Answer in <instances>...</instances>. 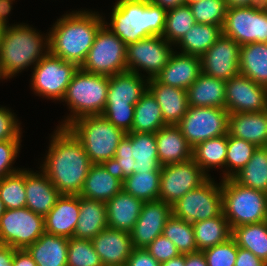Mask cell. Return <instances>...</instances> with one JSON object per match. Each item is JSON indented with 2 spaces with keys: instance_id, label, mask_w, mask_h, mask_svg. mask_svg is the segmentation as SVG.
I'll use <instances>...</instances> for the list:
<instances>
[{
  "instance_id": "a7ac6f4b",
  "label": "cell",
  "mask_w": 267,
  "mask_h": 266,
  "mask_svg": "<svg viewBox=\"0 0 267 266\" xmlns=\"http://www.w3.org/2000/svg\"><path fill=\"white\" fill-rule=\"evenodd\" d=\"M265 10H267V0H262V5H261Z\"/></svg>"
},
{
  "instance_id": "c3c4849f",
  "label": "cell",
  "mask_w": 267,
  "mask_h": 266,
  "mask_svg": "<svg viewBox=\"0 0 267 266\" xmlns=\"http://www.w3.org/2000/svg\"><path fill=\"white\" fill-rule=\"evenodd\" d=\"M134 109L135 105H105V109L101 115L117 128L123 130L125 133H129L133 125Z\"/></svg>"
},
{
  "instance_id": "74e56055",
  "label": "cell",
  "mask_w": 267,
  "mask_h": 266,
  "mask_svg": "<svg viewBox=\"0 0 267 266\" xmlns=\"http://www.w3.org/2000/svg\"><path fill=\"white\" fill-rule=\"evenodd\" d=\"M232 238L238 247L267 263V221L237 226L232 229Z\"/></svg>"
},
{
  "instance_id": "f907efd6",
  "label": "cell",
  "mask_w": 267,
  "mask_h": 266,
  "mask_svg": "<svg viewBox=\"0 0 267 266\" xmlns=\"http://www.w3.org/2000/svg\"><path fill=\"white\" fill-rule=\"evenodd\" d=\"M16 116L10 108L0 106V142L22 138L21 123Z\"/></svg>"
},
{
  "instance_id": "e575fe53",
  "label": "cell",
  "mask_w": 267,
  "mask_h": 266,
  "mask_svg": "<svg viewBox=\"0 0 267 266\" xmlns=\"http://www.w3.org/2000/svg\"><path fill=\"white\" fill-rule=\"evenodd\" d=\"M226 153L227 134L198 143L193 148V160L208 177H211L210 174H208L210 169L220 168L223 172L221 178L225 179Z\"/></svg>"
},
{
  "instance_id": "e0dca14e",
  "label": "cell",
  "mask_w": 267,
  "mask_h": 266,
  "mask_svg": "<svg viewBox=\"0 0 267 266\" xmlns=\"http://www.w3.org/2000/svg\"><path fill=\"white\" fill-rule=\"evenodd\" d=\"M225 109L229 113L267 110V87L239 74L226 81Z\"/></svg>"
},
{
  "instance_id": "ffe728a7",
  "label": "cell",
  "mask_w": 267,
  "mask_h": 266,
  "mask_svg": "<svg viewBox=\"0 0 267 266\" xmlns=\"http://www.w3.org/2000/svg\"><path fill=\"white\" fill-rule=\"evenodd\" d=\"M103 266H126L134 249L130 233L106 227L92 240Z\"/></svg>"
},
{
  "instance_id": "30bf717a",
  "label": "cell",
  "mask_w": 267,
  "mask_h": 266,
  "mask_svg": "<svg viewBox=\"0 0 267 266\" xmlns=\"http://www.w3.org/2000/svg\"><path fill=\"white\" fill-rule=\"evenodd\" d=\"M78 68L75 63L67 62L49 52L33 67L31 89L37 96L59 100L61 103Z\"/></svg>"
},
{
  "instance_id": "6125c7cd",
  "label": "cell",
  "mask_w": 267,
  "mask_h": 266,
  "mask_svg": "<svg viewBox=\"0 0 267 266\" xmlns=\"http://www.w3.org/2000/svg\"><path fill=\"white\" fill-rule=\"evenodd\" d=\"M161 266H185V254H180L177 257L171 258L161 263Z\"/></svg>"
},
{
  "instance_id": "ab89813d",
  "label": "cell",
  "mask_w": 267,
  "mask_h": 266,
  "mask_svg": "<svg viewBox=\"0 0 267 266\" xmlns=\"http://www.w3.org/2000/svg\"><path fill=\"white\" fill-rule=\"evenodd\" d=\"M161 170L133 173L123 181L122 189L143 202L159 200Z\"/></svg>"
},
{
  "instance_id": "bcb514c9",
  "label": "cell",
  "mask_w": 267,
  "mask_h": 266,
  "mask_svg": "<svg viewBox=\"0 0 267 266\" xmlns=\"http://www.w3.org/2000/svg\"><path fill=\"white\" fill-rule=\"evenodd\" d=\"M67 266H103L93 243L88 239L69 238Z\"/></svg>"
},
{
  "instance_id": "d590c367",
  "label": "cell",
  "mask_w": 267,
  "mask_h": 266,
  "mask_svg": "<svg viewBox=\"0 0 267 266\" xmlns=\"http://www.w3.org/2000/svg\"><path fill=\"white\" fill-rule=\"evenodd\" d=\"M198 251L226 242L232 237V229L223 212L214 218L192 224Z\"/></svg>"
},
{
  "instance_id": "6da1fadb",
  "label": "cell",
  "mask_w": 267,
  "mask_h": 266,
  "mask_svg": "<svg viewBox=\"0 0 267 266\" xmlns=\"http://www.w3.org/2000/svg\"><path fill=\"white\" fill-rule=\"evenodd\" d=\"M50 139L40 168L61 195H79L92 165L81 141L68 127L59 126Z\"/></svg>"
},
{
  "instance_id": "5b68a950",
  "label": "cell",
  "mask_w": 267,
  "mask_h": 266,
  "mask_svg": "<svg viewBox=\"0 0 267 266\" xmlns=\"http://www.w3.org/2000/svg\"><path fill=\"white\" fill-rule=\"evenodd\" d=\"M101 165L122 183L133 173L161 170L155 133H126L118 144L115 157Z\"/></svg>"
},
{
  "instance_id": "f35d334b",
  "label": "cell",
  "mask_w": 267,
  "mask_h": 266,
  "mask_svg": "<svg viewBox=\"0 0 267 266\" xmlns=\"http://www.w3.org/2000/svg\"><path fill=\"white\" fill-rule=\"evenodd\" d=\"M232 178L240 185L267 193V150L257 147L252 158Z\"/></svg>"
},
{
  "instance_id": "d6986e66",
  "label": "cell",
  "mask_w": 267,
  "mask_h": 266,
  "mask_svg": "<svg viewBox=\"0 0 267 266\" xmlns=\"http://www.w3.org/2000/svg\"><path fill=\"white\" fill-rule=\"evenodd\" d=\"M171 215L172 206L164 201L144 202L138 220L130 232L134 248H146L162 235L164 226Z\"/></svg>"
},
{
  "instance_id": "277c9868",
  "label": "cell",
  "mask_w": 267,
  "mask_h": 266,
  "mask_svg": "<svg viewBox=\"0 0 267 266\" xmlns=\"http://www.w3.org/2000/svg\"><path fill=\"white\" fill-rule=\"evenodd\" d=\"M45 35L26 23L6 27L0 46V64L8 79L34 67L50 52L49 34Z\"/></svg>"
},
{
  "instance_id": "8d00e7d4",
  "label": "cell",
  "mask_w": 267,
  "mask_h": 266,
  "mask_svg": "<svg viewBox=\"0 0 267 266\" xmlns=\"http://www.w3.org/2000/svg\"><path fill=\"white\" fill-rule=\"evenodd\" d=\"M221 34L222 28L218 25L196 23L175 46L181 53L201 57Z\"/></svg>"
},
{
  "instance_id": "cb8c5ba5",
  "label": "cell",
  "mask_w": 267,
  "mask_h": 266,
  "mask_svg": "<svg viewBox=\"0 0 267 266\" xmlns=\"http://www.w3.org/2000/svg\"><path fill=\"white\" fill-rule=\"evenodd\" d=\"M147 89L148 79L146 75L143 76L127 71L109 76L105 105H135Z\"/></svg>"
},
{
  "instance_id": "ac0fdd59",
  "label": "cell",
  "mask_w": 267,
  "mask_h": 266,
  "mask_svg": "<svg viewBox=\"0 0 267 266\" xmlns=\"http://www.w3.org/2000/svg\"><path fill=\"white\" fill-rule=\"evenodd\" d=\"M240 45L223 34L200 57L202 73L222 80L239 75Z\"/></svg>"
},
{
  "instance_id": "83f0119b",
  "label": "cell",
  "mask_w": 267,
  "mask_h": 266,
  "mask_svg": "<svg viewBox=\"0 0 267 266\" xmlns=\"http://www.w3.org/2000/svg\"><path fill=\"white\" fill-rule=\"evenodd\" d=\"M228 134L256 147H263L267 138V110L255 113H230Z\"/></svg>"
},
{
  "instance_id": "52a82bcc",
  "label": "cell",
  "mask_w": 267,
  "mask_h": 266,
  "mask_svg": "<svg viewBox=\"0 0 267 266\" xmlns=\"http://www.w3.org/2000/svg\"><path fill=\"white\" fill-rule=\"evenodd\" d=\"M222 207L231 229L267 221V193L238 184L233 178L221 179Z\"/></svg>"
},
{
  "instance_id": "f1b7e54d",
  "label": "cell",
  "mask_w": 267,
  "mask_h": 266,
  "mask_svg": "<svg viewBox=\"0 0 267 266\" xmlns=\"http://www.w3.org/2000/svg\"><path fill=\"white\" fill-rule=\"evenodd\" d=\"M186 91L189 106L225 109V80L201 73Z\"/></svg>"
},
{
  "instance_id": "91938a15",
  "label": "cell",
  "mask_w": 267,
  "mask_h": 266,
  "mask_svg": "<svg viewBox=\"0 0 267 266\" xmlns=\"http://www.w3.org/2000/svg\"><path fill=\"white\" fill-rule=\"evenodd\" d=\"M227 8L254 7L262 5V0H225Z\"/></svg>"
},
{
  "instance_id": "03108f58",
  "label": "cell",
  "mask_w": 267,
  "mask_h": 266,
  "mask_svg": "<svg viewBox=\"0 0 267 266\" xmlns=\"http://www.w3.org/2000/svg\"><path fill=\"white\" fill-rule=\"evenodd\" d=\"M199 1H201V0H184V4L185 5H192V4L199 2Z\"/></svg>"
},
{
  "instance_id": "7a4b0ae2",
  "label": "cell",
  "mask_w": 267,
  "mask_h": 266,
  "mask_svg": "<svg viewBox=\"0 0 267 266\" xmlns=\"http://www.w3.org/2000/svg\"><path fill=\"white\" fill-rule=\"evenodd\" d=\"M105 19L91 10L63 14L48 32L50 53L80 67Z\"/></svg>"
},
{
  "instance_id": "1f68e13d",
  "label": "cell",
  "mask_w": 267,
  "mask_h": 266,
  "mask_svg": "<svg viewBox=\"0 0 267 266\" xmlns=\"http://www.w3.org/2000/svg\"><path fill=\"white\" fill-rule=\"evenodd\" d=\"M122 186L123 183L101 164H92L79 196L106 203L122 190Z\"/></svg>"
},
{
  "instance_id": "d6a6232c",
  "label": "cell",
  "mask_w": 267,
  "mask_h": 266,
  "mask_svg": "<svg viewBox=\"0 0 267 266\" xmlns=\"http://www.w3.org/2000/svg\"><path fill=\"white\" fill-rule=\"evenodd\" d=\"M240 74L267 87V43L254 42L240 46Z\"/></svg>"
},
{
  "instance_id": "3957f363",
  "label": "cell",
  "mask_w": 267,
  "mask_h": 266,
  "mask_svg": "<svg viewBox=\"0 0 267 266\" xmlns=\"http://www.w3.org/2000/svg\"><path fill=\"white\" fill-rule=\"evenodd\" d=\"M166 11L149 0H117L110 23L104 24L125 44L130 45L149 36H162Z\"/></svg>"
},
{
  "instance_id": "8fae6325",
  "label": "cell",
  "mask_w": 267,
  "mask_h": 266,
  "mask_svg": "<svg viewBox=\"0 0 267 266\" xmlns=\"http://www.w3.org/2000/svg\"><path fill=\"white\" fill-rule=\"evenodd\" d=\"M222 212L221 181L217 184L211 177L172 205V214L175 217L192 224L214 218Z\"/></svg>"
},
{
  "instance_id": "603a6c76",
  "label": "cell",
  "mask_w": 267,
  "mask_h": 266,
  "mask_svg": "<svg viewBox=\"0 0 267 266\" xmlns=\"http://www.w3.org/2000/svg\"><path fill=\"white\" fill-rule=\"evenodd\" d=\"M79 195H61L44 217L45 232L72 238L79 219Z\"/></svg>"
},
{
  "instance_id": "4316f807",
  "label": "cell",
  "mask_w": 267,
  "mask_h": 266,
  "mask_svg": "<svg viewBox=\"0 0 267 266\" xmlns=\"http://www.w3.org/2000/svg\"><path fill=\"white\" fill-rule=\"evenodd\" d=\"M143 203L122 189L106 202L108 227L130 233L138 220Z\"/></svg>"
},
{
  "instance_id": "7bdbcfd3",
  "label": "cell",
  "mask_w": 267,
  "mask_h": 266,
  "mask_svg": "<svg viewBox=\"0 0 267 266\" xmlns=\"http://www.w3.org/2000/svg\"><path fill=\"white\" fill-rule=\"evenodd\" d=\"M0 198L6 209L26 207L25 168L0 179Z\"/></svg>"
},
{
  "instance_id": "89a4df30",
  "label": "cell",
  "mask_w": 267,
  "mask_h": 266,
  "mask_svg": "<svg viewBox=\"0 0 267 266\" xmlns=\"http://www.w3.org/2000/svg\"><path fill=\"white\" fill-rule=\"evenodd\" d=\"M263 148L267 150V138H266L265 144L263 145Z\"/></svg>"
},
{
  "instance_id": "2e32d148",
  "label": "cell",
  "mask_w": 267,
  "mask_h": 266,
  "mask_svg": "<svg viewBox=\"0 0 267 266\" xmlns=\"http://www.w3.org/2000/svg\"><path fill=\"white\" fill-rule=\"evenodd\" d=\"M208 178L193 158L181 163L164 165L161 167L159 200L172 206Z\"/></svg>"
},
{
  "instance_id": "8992f818",
  "label": "cell",
  "mask_w": 267,
  "mask_h": 266,
  "mask_svg": "<svg viewBox=\"0 0 267 266\" xmlns=\"http://www.w3.org/2000/svg\"><path fill=\"white\" fill-rule=\"evenodd\" d=\"M108 86L109 76L88 73L78 68L61 100L65 101L70 113L58 126L68 127L81 117L101 115L105 109Z\"/></svg>"
},
{
  "instance_id": "003e7915",
  "label": "cell",
  "mask_w": 267,
  "mask_h": 266,
  "mask_svg": "<svg viewBox=\"0 0 267 266\" xmlns=\"http://www.w3.org/2000/svg\"><path fill=\"white\" fill-rule=\"evenodd\" d=\"M8 80V78L4 75L3 71H2V68H1V64H0V80Z\"/></svg>"
},
{
  "instance_id": "b9f144b4",
  "label": "cell",
  "mask_w": 267,
  "mask_h": 266,
  "mask_svg": "<svg viewBox=\"0 0 267 266\" xmlns=\"http://www.w3.org/2000/svg\"><path fill=\"white\" fill-rule=\"evenodd\" d=\"M196 24L189 5H180L166 11L165 27L162 37L176 45L179 40Z\"/></svg>"
},
{
  "instance_id": "db71d44e",
  "label": "cell",
  "mask_w": 267,
  "mask_h": 266,
  "mask_svg": "<svg viewBox=\"0 0 267 266\" xmlns=\"http://www.w3.org/2000/svg\"><path fill=\"white\" fill-rule=\"evenodd\" d=\"M235 266H267V263L255 256L250 250L237 246Z\"/></svg>"
},
{
  "instance_id": "f5cc1de1",
  "label": "cell",
  "mask_w": 267,
  "mask_h": 266,
  "mask_svg": "<svg viewBox=\"0 0 267 266\" xmlns=\"http://www.w3.org/2000/svg\"><path fill=\"white\" fill-rule=\"evenodd\" d=\"M126 266H161V264L146 248H134L127 260Z\"/></svg>"
},
{
  "instance_id": "836d02e7",
  "label": "cell",
  "mask_w": 267,
  "mask_h": 266,
  "mask_svg": "<svg viewBox=\"0 0 267 266\" xmlns=\"http://www.w3.org/2000/svg\"><path fill=\"white\" fill-rule=\"evenodd\" d=\"M166 125L162 117V110L156 98L147 89L135 104L131 132L156 133Z\"/></svg>"
},
{
  "instance_id": "e7e4bbea",
  "label": "cell",
  "mask_w": 267,
  "mask_h": 266,
  "mask_svg": "<svg viewBox=\"0 0 267 266\" xmlns=\"http://www.w3.org/2000/svg\"><path fill=\"white\" fill-rule=\"evenodd\" d=\"M5 211H6L5 205L0 198V218L3 216Z\"/></svg>"
},
{
  "instance_id": "680465c9",
  "label": "cell",
  "mask_w": 267,
  "mask_h": 266,
  "mask_svg": "<svg viewBox=\"0 0 267 266\" xmlns=\"http://www.w3.org/2000/svg\"><path fill=\"white\" fill-rule=\"evenodd\" d=\"M15 0H0V22L6 27L11 25L8 23V16L13 10L12 4Z\"/></svg>"
},
{
  "instance_id": "681fc988",
  "label": "cell",
  "mask_w": 267,
  "mask_h": 266,
  "mask_svg": "<svg viewBox=\"0 0 267 266\" xmlns=\"http://www.w3.org/2000/svg\"><path fill=\"white\" fill-rule=\"evenodd\" d=\"M21 141L11 139L0 142V179L21 169L13 167L15 159L19 156Z\"/></svg>"
},
{
  "instance_id": "ee69618b",
  "label": "cell",
  "mask_w": 267,
  "mask_h": 266,
  "mask_svg": "<svg viewBox=\"0 0 267 266\" xmlns=\"http://www.w3.org/2000/svg\"><path fill=\"white\" fill-rule=\"evenodd\" d=\"M257 147L243 139L227 134L225 179L232 178L252 158Z\"/></svg>"
},
{
  "instance_id": "9c48e42d",
  "label": "cell",
  "mask_w": 267,
  "mask_h": 266,
  "mask_svg": "<svg viewBox=\"0 0 267 266\" xmlns=\"http://www.w3.org/2000/svg\"><path fill=\"white\" fill-rule=\"evenodd\" d=\"M79 68L105 76L127 72L126 44L104 24Z\"/></svg>"
},
{
  "instance_id": "4dcf8cb0",
  "label": "cell",
  "mask_w": 267,
  "mask_h": 266,
  "mask_svg": "<svg viewBox=\"0 0 267 266\" xmlns=\"http://www.w3.org/2000/svg\"><path fill=\"white\" fill-rule=\"evenodd\" d=\"M69 238L44 232L26 250L37 266H67Z\"/></svg>"
},
{
  "instance_id": "9f6ffc18",
  "label": "cell",
  "mask_w": 267,
  "mask_h": 266,
  "mask_svg": "<svg viewBox=\"0 0 267 266\" xmlns=\"http://www.w3.org/2000/svg\"><path fill=\"white\" fill-rule=\"evenodd\" d=\"M185 266H208L203 251L185 254Z\"/></svg>"
},
{
  "instance_id": "6f0895ef",
  "label": "cell",
  "mask_w": 267,
  "mask_h": 266,
  "mask_svg": "<svg viewBox=\"0 0 267 266\" xmlns=\"http://www.w3.org/2000/svg\"><path fill=\"white\" fill-rule=\"evenodd\" d=\"M15 248L8 245L0 246V266H12V258L15 253Z\"/></svg>"
},
{
  "instance_id": "816d5d0a",
  "label": "cell",
  "mask_w": 267,
  "mask_h": 266,
  "mask_svg": "<svg viewBox=\"0 0 267 266\" xmlns=\"http://www.w3.org/2000/svg\"><path fill=\"white\" fill-rule=\"evenodd\" d=\"M146 250L161 264L180 255L175 244L163 235L152 241Z\"/></svg>"
},
{
  "instance_id": "60d3db41",
  "label": "cell",
  "mask_w": 267,
  "mask_h": 266,
  "mask_svg": "<svg viewBox=\"0 0 267 266\" xmlns=\"http://www.w3.org/2000/svg\"><path fill=\"white\" fill-rule=\"evenodd\" d=\"M162 235L175 244L180 254L198 252L192 223L173 214L168 218Z\"/></svg>"
},
{
  "instance_id": "f546056e",
  "label": "cell",
  "mask_w": 267,
  "mask_h": 266,
  "mask_svg": "<svg viewBox=\"0 0 267 266\" xmlns=\"http://www.w3.org/2000/svg\"><path fill=\"white\" fill-rule=\"evenodd\" d=\"M80 213L74 238L92 240L107 225L106 203L79 196Z\"/></svg>"
},
{
  "instance_id": "4fadbf2b",
  "label": "cell",
  "mask_w": 267,
  "mask_h": 266,
  "mask_svg": "<svg viewBox=\"0 0 267 266\" xmlns=\"http://www.w3.org/2000/svg\"><path fill=\"white\" fill-rule=\"evenodd\" d=\"M45 232L44 216L27 207L6 209L0 218V242L15 249H26Z\"/></svg>"
},
{
  "instance_id": "d4e9b609",
  "label": "cell",
  "mask_w": 267,
  "mask_h": 266,
  "mask_svg": "<svg viewBox=\"0 0 267 266\" xmlns=\"http://www.w3.org/2000/svg\"><path fill=\"white\" fill-rule=\"evenodd\" d=\"M161 166L185 162L193 158V147L177 125H166L155 133Z\"/></svg>"
},
{
  "instance_id": "484cf974",
  "label": "cell",
  "mask_w": 267,
  "mask_h": 266,
  "mask_svg": "<svg viewBox=\"0 0 267 266\" xmlns=\"http://www.w3.org/2000/svg\"><path fill=\"white\" fill-rule=\"evenodd\" d=\"M148 90L156 98L167 125H177L186 114L188 105L187 91L148 79Z\"/></svg>"
},
{
  "instance_id": "9a60e30c",
  "label": "cell",
  "mask_w": 267,
  "mask_h": 266,
  "mask_svg": "<svg viewBox=\"0 0 267 266\" xmlns=\"http://www.w3.org/2000/svg\"><path fill=\"white\" fill-rule=\"evenodd\" d=\"M222 34L234 39L240 46L267 43V10L261 5L228 8Z\"/></svg>"
},
{
  "instance_id": "7dc6e473",
  "label": "cell",
  "mask_w": 267,
  "mask_h": 266,
  "mask_svg": "<svg viewBox=\"0 0 267 266\" xmlns=\"http://www.w3.org/2000/svg\"><path fill=\"white\" fill-rule=\"evenodd\" d=\"M208 266H235L237 244L231 237L226 242L203 250Z\"/></svg>"
},
{
  "instance_id": "f6af8a7d",
  "label": "cell",
  "mask_w": 267,
  "mask_h": 266,
  "mask_svg": "<svg viewBox=\"0 0 267 266\" xmlns=\"http://www.w3.org/2000/svg\"><path fill=\"white\" fill-rule=\"evenodd\" d=\"M189 7L196 23L223 27L228 9L225 0H201Z\"/></svg>"
},
{
  "instance_id": "94428289",
  "label": "cell",
  "mask_w": 267,
  "mask_h": 266,
  "mask_svg": "<svg viewBox=\"0 0 267 266\" xmlns=\"http://www.w3.org/2000/svg\"><path fill=\"white\" fill-rule=\"evenodd\" d=\"M149 1H151L155 5L160 6L165 11H169L184 4V0H149Z\"/></svg>"
},
{
  "instance_id": "44dd1931",
  "label": "cell",
  "mask_w": 267,
  "mask_h": 266,
  "mask_svg": "<svg viewBox=\"0 0 267 266\" xmlns=\"http://www.w3.org/2000/svg\"><path fill=\"white\" fill-rule=\"evenodd\" d=\"M201 73L199 56L173 51L167 65L154 79L159 83L187 90Z\"/></svg>"
},
{
  "instance_id": "7402d4cb",
  "label": "cell",
  "mask_w": 267,
  "mask_h": 266,
  "mask_svg": "<svg viewBox=\"0 0 267 266\" xmlns=\"http://www.w3.org/2000/svg\"><path fill=\"white\" fill-rule=\"evenodd\" d=\"M26 207L36 214L46 216L61 196L47 175L40 169L34 172L25 168Z\"/></svg>"
},
{
  "instance_id": "7c38bea8",
  "label": "cell",
  "mask_w": 267,
  "mask_h": 266,
  "mask_svg": "<svg viewBox=\"0 0 267 266\" xmlns=\"http://www.w3.org/2000/svg\"><path fill=\"white\" fill-rule=\"evenodd\" d=\"M229 114L224 108L189 106L177 126L194 148L200 142L228 134Z\"/></svg>"
},
{
  "instance_id": "ba28073f",
  "label": "cell",
  "mask_w": 267,
  "mask_h": 266,
  "mask_svg": "<svg viewBox=\"0 0 267 266\" xmlns=\"http://www.w3.org/2000/svg\"><path fill=\"white\" fill-rule=\"evenodd\" d=\"M68 128L81 141L92 164L114 158L118 144L126 134L102 115L81 117Z\"/></svg>"
},
{
  "instance_id": "be15d7a7",
  "label": "cell",
  "mask_w": 267,
  "mask_h": 266,
  "mask_svg": "<svg viewBox=\"0 0 267 266\" xmlns=\"http://www.w3.org/2000/svg\"><path fill=\"white\" fill-rule=\"evenodd\" d=\"M5 29H6V26L0 22V46L2 43L3 34H4Z\"/></svg>"
},
{
  "instance_id": "11a10c76",
  "label": "cell",
  "mask_w": 267,
  "mask_h": 266,
  "mask_svg": "<svg viewBox=\"0 0 267 266\" xmlns=\"http://www.w3.org/2000/svg\"><path fill=\"white\" fill-rule=\"evenodd\" d=\"M12 266H37L26 249H16L12 258Z\"/></svg>"
},
{
  "instance_id": "5bb4252c",
  "label": "cell",
  "mask_w": 267,
  "mask_h": 266,
  "mask_svg": "<svg viewBox=\"0 0 267 266\" xmlns=\"http://www.w3.org/2000/svg\"><path fill=\"white\" fill-rule=\"evenodd\" d=\"M174 48L162 36H149L127 45V71L144 76L141 73L144 70L147 79L155 78L167 65Z\"/></svg>"
}]
</instances>
